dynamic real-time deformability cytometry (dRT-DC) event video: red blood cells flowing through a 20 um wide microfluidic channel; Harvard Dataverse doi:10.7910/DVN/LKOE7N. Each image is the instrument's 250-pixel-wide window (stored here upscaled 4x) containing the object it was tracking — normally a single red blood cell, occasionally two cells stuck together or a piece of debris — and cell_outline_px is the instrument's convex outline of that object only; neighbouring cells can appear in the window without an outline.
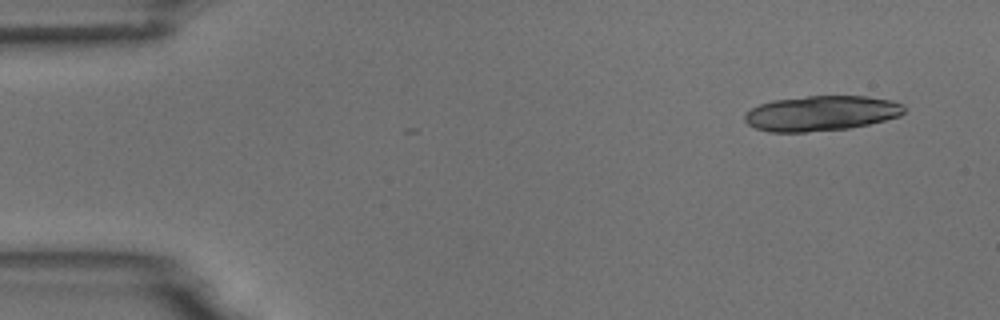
{"species": "common noctule bat (a hibernating species)", "species_latin": "Nyctalus noctula", "temperature_condition": "room temperature", "stored_images_in_passage": 8, "camera_frame_rate_fps": 3000, "um_per_image_px": 0.085, "animal": {"sex": "male", "body_mass_g": 18.8}, "frame": {"image": 1, "passage_image": 1, "time_ms": 0.0, "image_size_px": [1000, 320], "cell_outline_px": [[904, 112], [900, 116], [868, 124], [848, 128], [804, 132], [768, 132], [756, 128], [748, 124], [744, 120], [744, 116], [752, 108], [760, 104], [772, 100], [808, 96], [868, 96], [892, 100], [904, 104]], "centroid_in_image_um": [69.81, 9.62], "position_along_channel_um": 15.2, "area_um2": 32.6}}
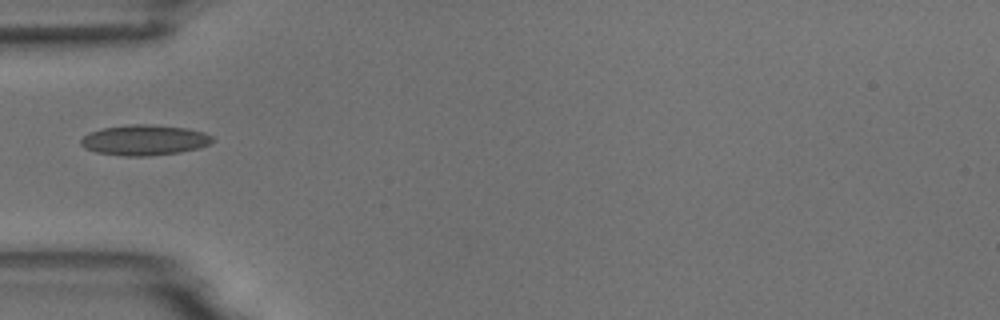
{"frame": {"image": 2, "passage_image": 5, "time_ms": 4.667, "image_size_px": [1000, 320], "cell_outline_px": [[216, 140], [200, 148], [180, 152], [148, 156], [124, 156], [96, 152], [84, 148], [80, 144], [80, 140], [84, 136], [100, 128], [132, 124], [152, 124], [188, 128], [204, 132], [212, 136]], "centroid_in_image_um": [12.3, 11.9], "position_along_channel_um": 72.7, "area_um2": 23.52}}